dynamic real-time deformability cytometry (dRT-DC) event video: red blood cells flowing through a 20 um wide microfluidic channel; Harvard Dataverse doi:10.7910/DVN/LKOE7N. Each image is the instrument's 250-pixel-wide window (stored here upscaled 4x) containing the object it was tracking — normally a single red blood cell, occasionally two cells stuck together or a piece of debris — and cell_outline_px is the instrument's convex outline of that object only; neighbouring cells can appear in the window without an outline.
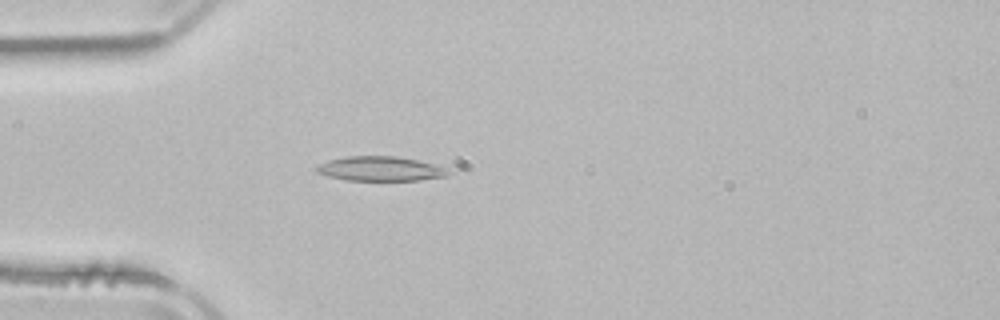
{"species": "common noctule bat (a hibernating species)", "species_latin": "Nyctalus noctula", "temperature_condition": "room temperature", "stored_images_in_passage": 4, "camera_frame_rate_fps": 3000, "um_per_image_px": 0.085, "animal": {"sex": "male", "body_mass_g": 21.5, "forearm_length_mm": 52.0}, "frame": {"image": 1, "passage_image": 4, "time_ms": 4.667, "image_size_px": [1000, 320], "cell_outline_px": [[452, 172], [448, 176], [420, 180], [344, 180], [328, 176], [316, 172], [316, 168], [320, 164], [328, 160], [344, 156], [396, 156], [416, 160], [448, 168]], "centroid_in_image_um": [32.35, 14.34], "position_along_channel_um": 52.7, "area_um2": 18.84}}